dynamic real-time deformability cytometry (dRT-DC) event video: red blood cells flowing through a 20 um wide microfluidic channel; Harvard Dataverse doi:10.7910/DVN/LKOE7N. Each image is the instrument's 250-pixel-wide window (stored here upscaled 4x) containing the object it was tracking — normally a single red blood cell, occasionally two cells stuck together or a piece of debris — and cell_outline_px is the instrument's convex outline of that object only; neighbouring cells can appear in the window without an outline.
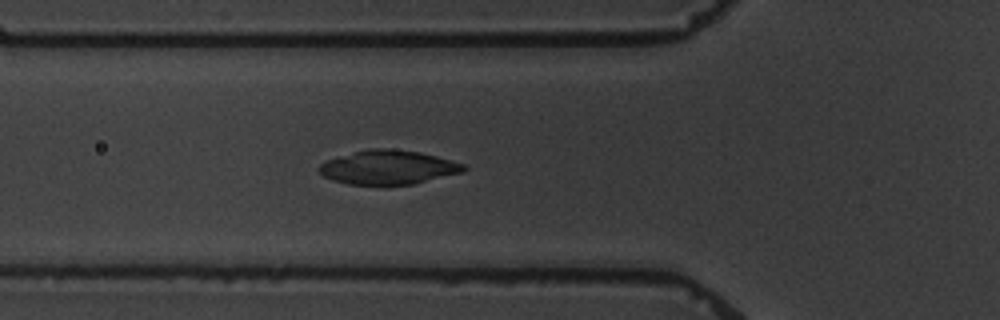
{"species": "common noctule bat (a hibernating species)", "species_latin": "Nyctalus noctula", "temperature_condition": "warm", "stored_images_in_passage": 6, "camera_frame_rate_fps": 3000, "um_per_image_px": 0.085, "animal": {"sex": "male", "body_mass_g": 19.5, "forearm_length_mm": 54.6}, "frame": {"image": 1, "passage_image": 6, "time_ms": 5.667, "image_size_px": [1000, 320], "cell_outline_px": [[468, 168], [464, 172], [412, 184], [384, 188], [380, 188], [348, 184], [332, 180], [324, 176], [316, 168], [320, 164], [328, 160], [368, 148], [392, 148], [420, 152], [436, 156], [464, 164]], "centroid_in_image_um": [32.99, 14.27], "position_along_channel_um": 92.8, "area_um2": 29.48}}